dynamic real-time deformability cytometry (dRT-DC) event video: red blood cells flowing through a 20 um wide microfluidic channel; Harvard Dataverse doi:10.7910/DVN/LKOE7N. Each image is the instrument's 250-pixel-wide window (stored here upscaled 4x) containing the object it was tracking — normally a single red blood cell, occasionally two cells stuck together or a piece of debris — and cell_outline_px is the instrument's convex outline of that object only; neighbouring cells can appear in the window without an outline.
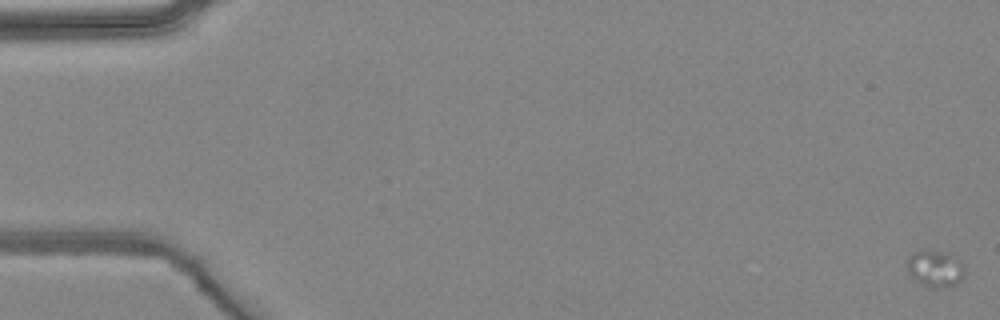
{"species": "common noctule bat (a hibernating species)", "species_latin": "Nyctalus noctula", "temperature_condition": "warm", "stored_images_in_passage": 6, "camera_frame_rate_fps": 3000, "um_per_image_px": 0.085, "animal": {"sex": "female", "body_mass_g": 24.6, "forearm_length_mm": 56.2}, "frame": {"image": 1, "passage_image": 1, "time_ms": 0.0, "image_size_px": [1000, 320], "cell_outline_px": [[964, 276], [956, 284], [944, 288], [932, 288], [912, 280], [908, 272], [908, 256], [916, 252], [948, 252], [960, 260], [964, 268]], "centroid_in_image_um": [79.5, 22.87], "position_along_channel_um": 5.5, "area_um2": 12.2}}
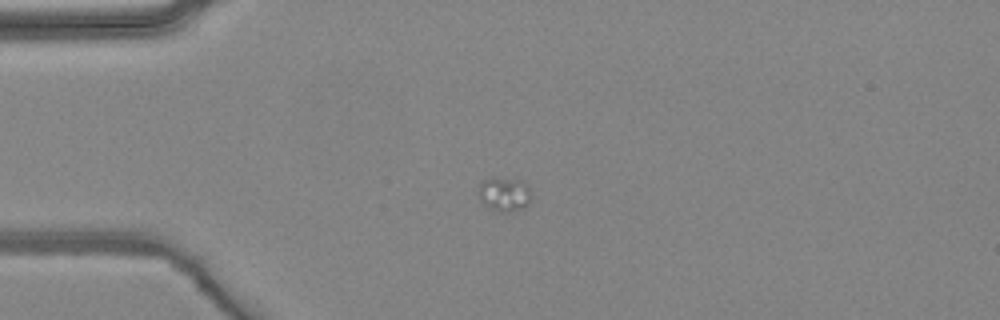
{"frame": {"image": 2, "passage_image": 4, "time_ms": 4.333, "image_size_px": [1000, 320], "cell_outline_px": [[532, 196], [528, 204], [520, 208], [504, 212], [500, 212], [488, 208], [480, 200], [476, 192], [480, 184], [484, 180], [492, 176], [520, 180], [528, 188]], "centroid_in_image_um": [42.81, 16.48], "position_along_channel_um": 42.2, "area_um2": 10.58}}